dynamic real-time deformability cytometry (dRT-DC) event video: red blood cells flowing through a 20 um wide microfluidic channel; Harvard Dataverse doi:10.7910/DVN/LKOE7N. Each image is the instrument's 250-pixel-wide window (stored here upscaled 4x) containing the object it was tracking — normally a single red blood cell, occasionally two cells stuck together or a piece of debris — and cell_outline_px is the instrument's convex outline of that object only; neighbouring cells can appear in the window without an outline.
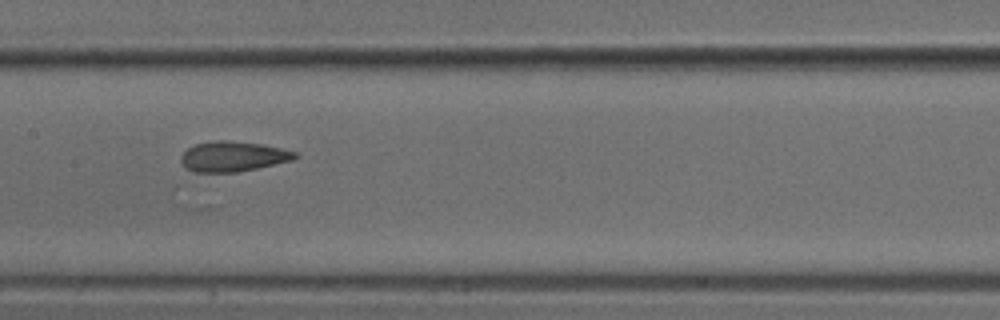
{"species": "common noctule bat (a hibernating species)", "species_latin": "Nyctalus noctula", "temperature_condition": "cold", "stored_images_in_passage": 40, "camera_frame_rate_fps": 3000, "um_per_image_px": 0.085, "animal": {"sex": "male", "body_mass_g": 18.8}, "frame": {"image": 1, "passage_image": 18, "time_ms": 5.667, "image_size_px": [1000, 320], "cell_outline_px": [[300, 156], [292, 160], [256, 168], [236, 172], [196, 172], [184, 168], [180, 160], [180, 156], [188, 148], [196, 144], [216, 140], [228, 140], [260, 144], [280, 148], [296, 152]], "centroid_in_image_um": [19.77, 13.3], "position_along_channel_um": 187.6, "area_um2": 19.94}}
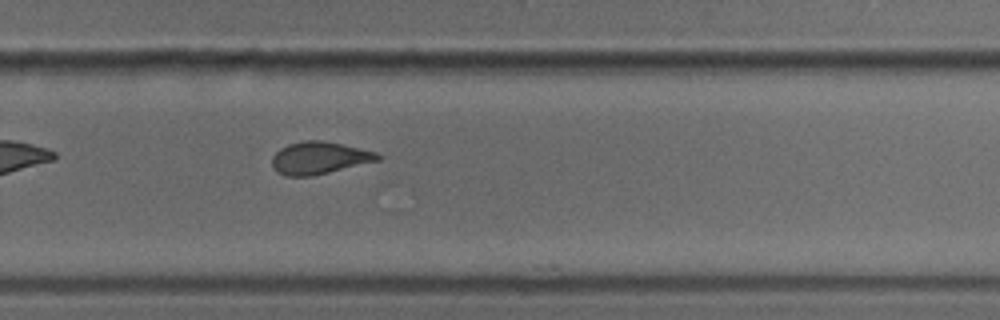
{"frame": {"image": 2, "passage_image": 27, "time_ms": 8.667, "image_size_px": [1000, 320], "cell_outline_px": [[380, 160], [312, 176], [284, 176], [276, 172], [272, 168], [272, 156], [280, 148], [288, 144], [304, 140], [320, 140], [340, 144], [376, 152], [380, 156]], "centroid_in_image_um": [27.08, 13.43], "position_along_channel_um": 302.7, "area_um2": 19.83}}
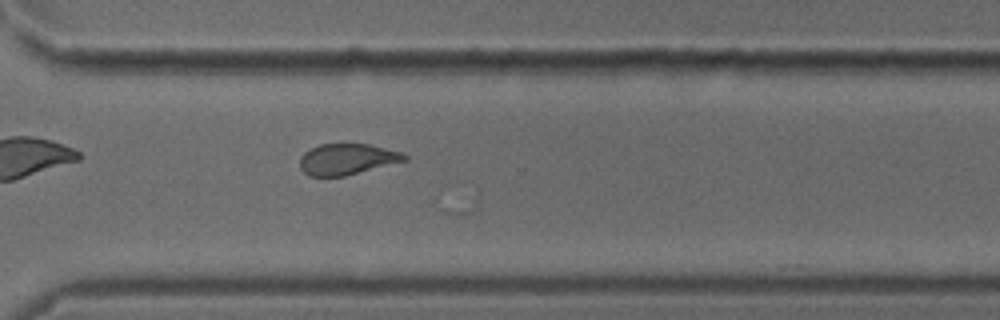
{"frame": {"image": 3, "passage_image": 30, "time_ms": 9.667, "image_size_px": [1000, 320], "cell_outline_px": [[408, 160], [344, 176], [308, 176], [300, 168], [300, 156], [304, 152], [320, 144], [368, 144], [400, 152], [408, 156]], "centroid_in_image_um": [29.48, 13.53], "position_along_channel_um": 341.1, "area_um2": 18.79}}